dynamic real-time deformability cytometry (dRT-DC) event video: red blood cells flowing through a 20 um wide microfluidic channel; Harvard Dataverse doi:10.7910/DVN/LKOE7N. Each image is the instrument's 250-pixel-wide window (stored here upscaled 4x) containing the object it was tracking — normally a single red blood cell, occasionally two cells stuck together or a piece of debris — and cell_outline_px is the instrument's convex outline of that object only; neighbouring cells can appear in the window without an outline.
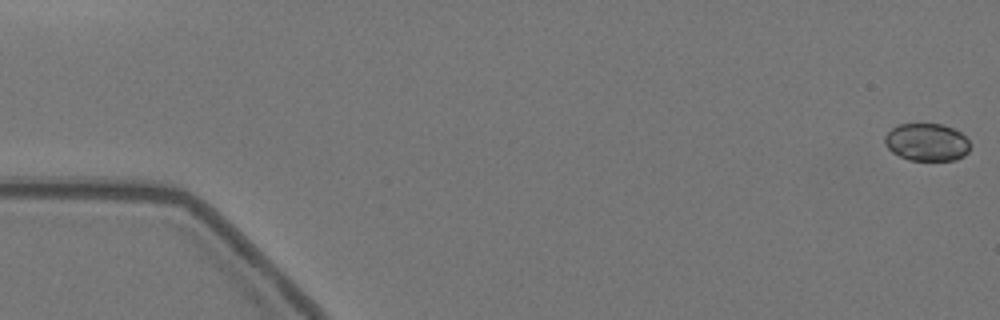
{"species": "Egyptian fruit bat (a non-hibernating species)", "species_latin": "Rousettus aegyptiacus", "temperature_condition": "warm", "stored_images_in_passage": 25, "camera_frame_rate_fps": 3000, "um_per_image_px": 0.085, "animal": {"sex": "female"}, "frame": {"image": 1, "passage_image": 1, "time_ms": 0.0, "image_size_px": [1000, 320], "cell_outline_px": [[968, 152], [964, 156], [956, 160], [908, 160], [892, 152], [884, 144], [884, 136], [896, 124], [940, 124], [952, 128], [960, 132], [968, 140]], "centroid_in_image_um": [78.74, 12.09], "position_along_channel_um": 6.3, "area_um2": 18.67}}
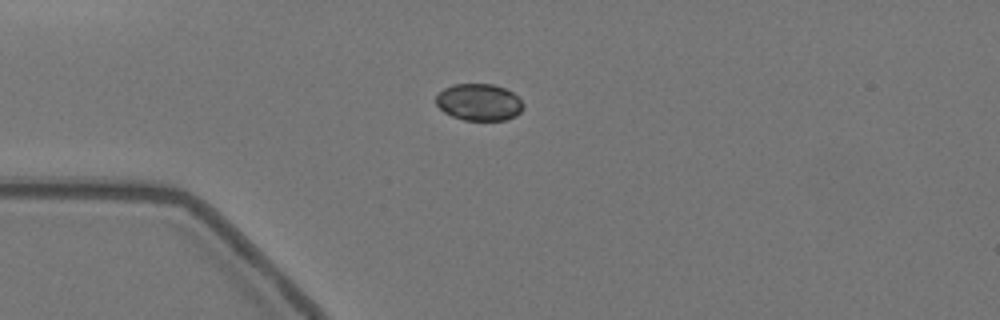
{"frame": {"image": 2, "passage_image": 15, "time_ms": 4.667, "image_size_px": [1000, 320], "cell_outline_px": [[524, 108], [516, 116], [508, 120], [464, 120], [452, 116], [444, 112], [436, 104], [436, 96], [444, 88], [452, 84], [492, 84], [504, 88], [512, 92], [524, 104]], "centroid_in_image_um": [40.72, 8.69], "position_along_channel_um": 44.3, "area_um2": 18.79}}
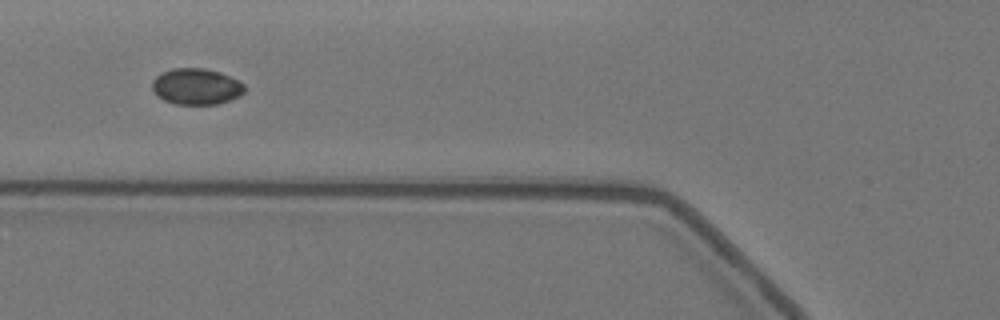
{"frame": {"image": 3, "passage_image": 22, "time_ms": 7.0, "image_size_px": [1000, 320], "cell_outline_px": [[244, 92], [240, 96], [216, 104], [172, 104], [156, 96], [152, 92], [152, 80], [164, 72], [176, 68], [200, 68], [216, 72], [228, 76], [244, 84]], "centroid_in_image_um": [16.64, 7.38], "position_along_channel_um": 109.2, "area_um2": 19.19}}